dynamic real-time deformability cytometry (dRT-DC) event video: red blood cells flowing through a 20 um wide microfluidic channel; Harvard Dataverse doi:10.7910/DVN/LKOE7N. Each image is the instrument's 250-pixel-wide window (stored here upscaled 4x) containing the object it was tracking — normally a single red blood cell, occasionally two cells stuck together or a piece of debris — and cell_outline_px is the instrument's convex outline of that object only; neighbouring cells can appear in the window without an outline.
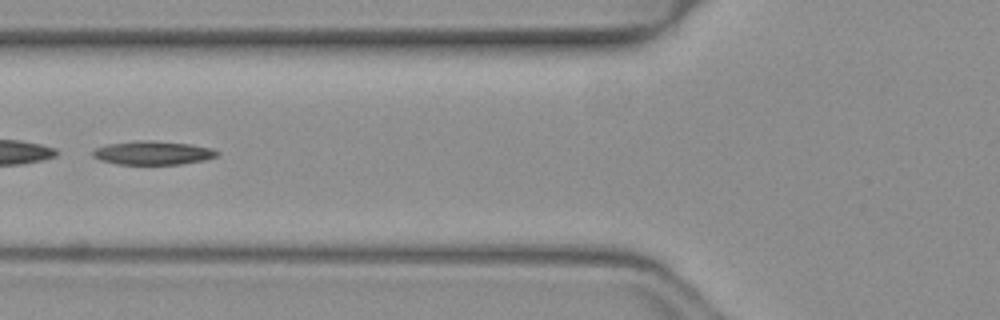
{"species": "common noctule bat (a hibernating species)", "species_latin": "Nyctalus noctula", "temperature_condition": "warm", "stored_images_in_passage": 48, "segment_of_instrument_passage": [2, 2], "camera_frame_rate_fps": 3000, "um_per_image_px": 0.085, "animal": {"sex": "female", "body_mass_g": 19.3, "forearm_length_mm": 54.1}, "frame": {"image": 1, "passage_image": 20, "time_ms": 6.333, "image_size_px": [1000, 320], "cell_outline_px": [[220, 152], [216, 156], [204, 160], [180, 164], [116, 164], [100, 160], [92, 156], [92, 152], [96, 148], [108, 144], [140, 140], [148, 140], [192, 144], [212, 148]], "centroid_in_image_um": [13.0, 12.99], "position_along_channel_um": 112.8, "area_um2": 17.11}}
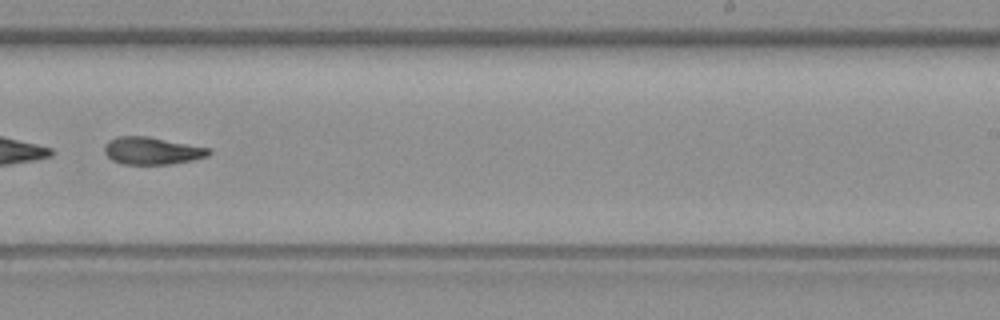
{"frame": {"image": 2, "passage_image": 32, "time_ms": 10.333, "image_size_px": [1000, 320], "cell_outline_px": [[212, 152], [208, 156], [192, 160], [172, 164], [124, 164], [112, 160], [104, 152], [104, 144], [108, 140], [116, 136], [148, 136], [212, 148]], "centroid_in_image_um": [12.94, 12.8], "position_along_channel_um": 276.1, "area_um2": 16.88}}
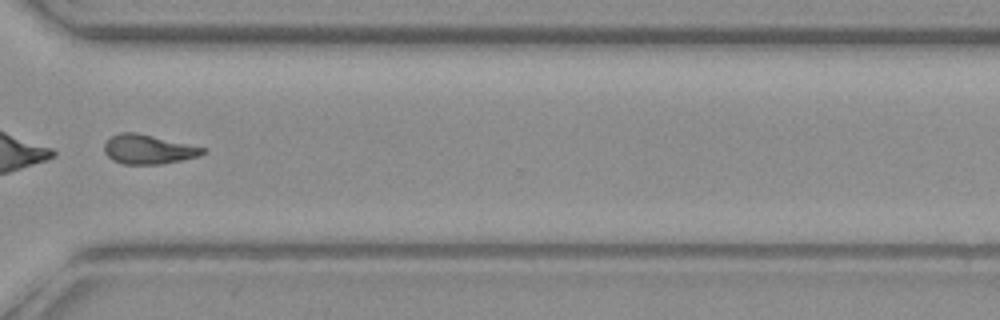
{"frame": {"image": 3, "passage_image": 38, "time_ms": 12.333, "image_size_px": [1000, 320], "cell_outline_px": [[208, 152], [200, 156], [160, 164], [124, 164], [112, 160], [104, 152], [104, 144], [112, 136], [120, 132], [136, 132], [208, 148]], "centroid_in_image_um": [12.64, 12.69], "position_along_channel_um": 358.0, "area_um2": 16.94}}